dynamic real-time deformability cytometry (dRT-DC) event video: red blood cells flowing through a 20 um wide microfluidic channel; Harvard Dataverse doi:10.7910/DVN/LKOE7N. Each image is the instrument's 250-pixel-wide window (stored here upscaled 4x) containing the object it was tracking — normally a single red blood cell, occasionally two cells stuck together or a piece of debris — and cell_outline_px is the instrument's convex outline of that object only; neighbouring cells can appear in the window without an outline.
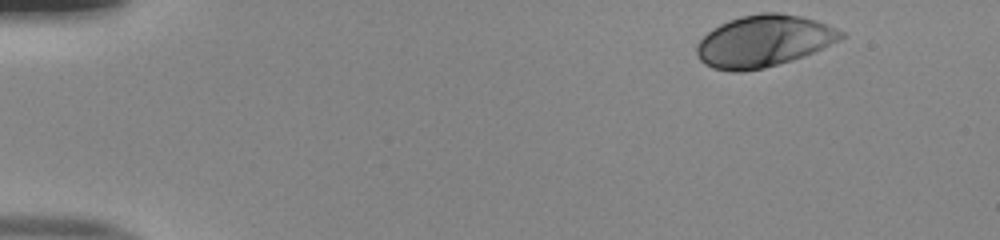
{"species": "human", "species_latin": "Homo sapiens", "temperature_condition": "room temperature", "stored_images_in_passage": 40, "camera_frame_rate_fps": 3000, "um_per_image_px": 0.085, "donor": {"sex": "male"}, "frame": {"image": 1, "passage_image": 1, "time_ms": 0.0, "image_size_px": [1000, 240], "cell_outline_px": [[848, 36], [840, 40], [804, 56], [792, 60], [764, 68], [740, 72], [732, 72], [712, 68], [704, 64], [700, 60], [696, 52], [696, 44], [712, 28], [728, 20], [740, 16], [760, 12], [780, 12], [800, 16], [816, 20], [848, 32]], "centroid_in_image_um": [64.93, 3.48], "position_along_channel_um": 20.1, "area_um2": 43.93}}
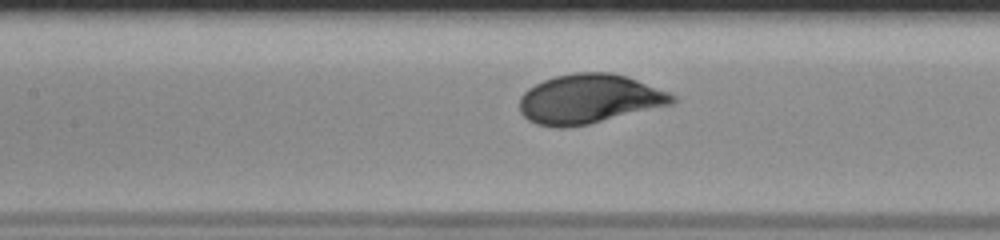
{"frame": {"image": 2, "passage_image": 20, "time_ms": 6.333, "image_size_px": [1000, 240], "cell_outline_px": [[676, 100], [672, 104], [588, 124], [564, 128], [556, 128], [536, 124], [528, 120], [520, 112], [520, 96], [528, 88], [544, 80], [556, 76], [572, 72], [612, 72], [636, 80], [668, 92], [676, 96]], "centroid_in_image_um": [50.04, 8.41], "position_along_channel_um": 157.4, "area_um2": 43.7}}
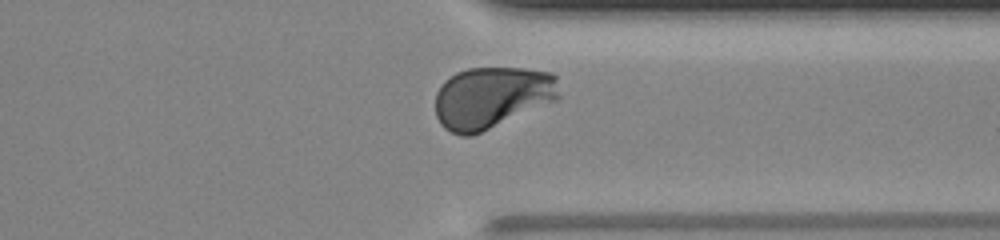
{"frame": {"image": 3, "passage_image": 36, "time_ms": 11.667, "image_size_px": [1000, 240], "cell_outline_px": [[560, 96], [556, 100], [472, 136], [460, 136], [444, 128], [440, 124], [436, 116], [436, 92], [440, 84], [444, 80], [456, 72], [468, 68], [524, 68], [552, 72], [556, 76]], "centroid_in_image_um": [41.78, 8.27], "position_along_channel_um": 369.6, "area_um2": 44.74}, "authors_computed_cell_mechanics": {"area_um2": 43.061, "velocity_mm_per_s": 3.9831, "shape_relaxation_time_tau1_ms": 2.4228, "shape_relaxation_time_tau2_ms": null, "deformation_change_tau1": 0.1493, "deformation_change_tau2": null}}